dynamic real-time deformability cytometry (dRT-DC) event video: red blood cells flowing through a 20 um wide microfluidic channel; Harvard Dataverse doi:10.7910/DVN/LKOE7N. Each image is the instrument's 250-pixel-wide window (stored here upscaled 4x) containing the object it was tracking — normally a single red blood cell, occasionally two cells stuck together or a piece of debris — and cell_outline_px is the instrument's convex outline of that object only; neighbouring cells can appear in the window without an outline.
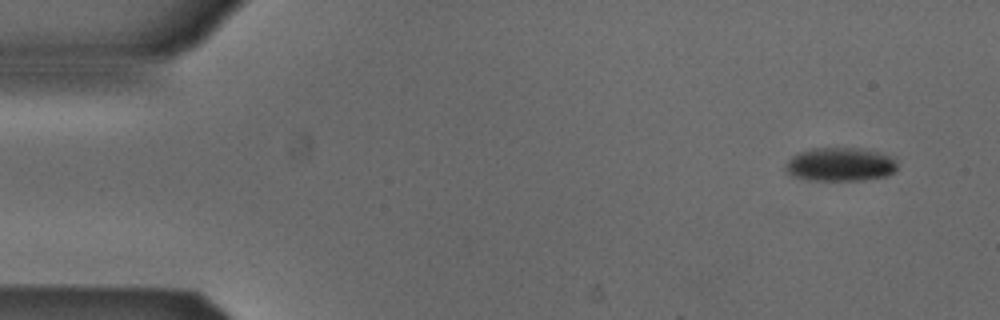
{"species": "Egyptian fruit bat (a non-hibernating species)", "species_latin": "Rousettus aegyptiacus", "temperature_condition": "cold", "stored_images_in_passage": 5, "camera_frame_rate_fps": 3000, "um_per_image_px": 0.085, "animal": {"sex": "male"}, "frame": {"image": 1, "passage_image": 1, "time_ms": 0.0, "image_size_px": [1000, 320], "cell_outline_px": [[896, 172], [888, 176], [864, 180], [812, 180], [792, 176], [784, 172], [784, 164], [792, 156], [800, 152], [812, 148], [860, 148], [892, 156], [896, 160]], "centroid_in_image_um": [71.41, 13.98], "position_along_channel_um": 13.6, "area_um2": 22.14}}